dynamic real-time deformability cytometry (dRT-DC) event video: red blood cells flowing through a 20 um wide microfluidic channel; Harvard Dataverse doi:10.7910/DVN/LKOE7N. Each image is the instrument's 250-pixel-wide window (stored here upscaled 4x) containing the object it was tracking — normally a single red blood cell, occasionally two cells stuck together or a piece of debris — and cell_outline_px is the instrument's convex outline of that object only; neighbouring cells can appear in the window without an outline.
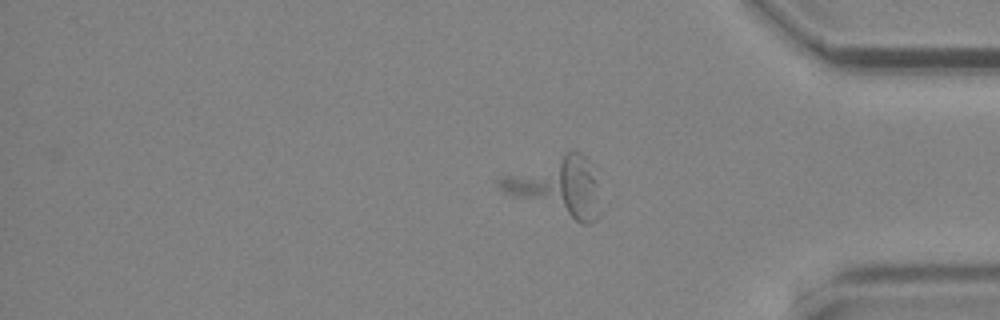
{"species": "common noctule bat (a hibernating species)", "species_latin": "Nyctalus noctula", "temperature_condition": "cold", "stored_images_in_passage": 65, "camera_frame_rate_fps": 3000, "um_per_image_px": 0.085, "animal": {"sex": "male", "body_mass_g": 19.2, "forearm_length_mm": 51.8}, "frame": {"image": 1, "passage_image": 52, "time_ms": 17.0, "image_size_px": [1000, 320], "cell_outline_px": [[600, 212], [596, 220], [588, 224], [580, 224], [504, 192], [496, 184], [496, 180], [500, 176], [572, 148], [580, 152], [588, 160], [596, 180]], "centroid_in_image_um": [47.37, 15.83], "position_along_channel_um": 387.8, "area_um2": 34.51}}